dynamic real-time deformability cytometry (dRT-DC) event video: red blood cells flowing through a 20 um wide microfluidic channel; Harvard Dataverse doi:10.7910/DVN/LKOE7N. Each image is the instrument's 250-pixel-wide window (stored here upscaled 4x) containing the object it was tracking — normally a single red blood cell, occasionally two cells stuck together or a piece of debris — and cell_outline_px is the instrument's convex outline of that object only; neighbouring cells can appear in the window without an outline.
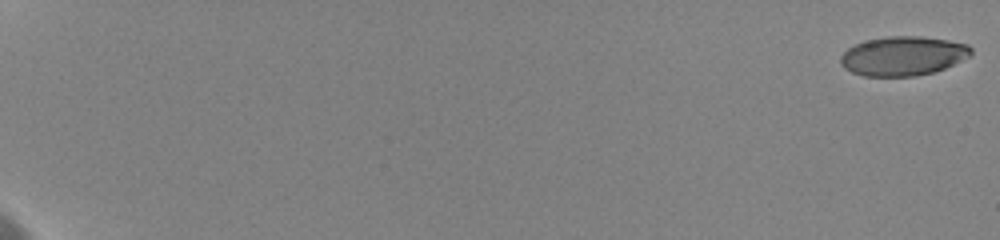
{"species": "human", "species_latin": "Homo sapiens", "temperature_condition": "cold", "stored_images_in_passage": 51, "camera_frame_rate_fps": 3000, "um_per_image_px": 0.085, "donor": {"sex": "female"}, "frame": {"image": 1, "passage_image": 1, "time_ms": 0.0, "image_size_px": [1000, 240], "cell_outline_px": [[972, 52], [968, 56], [944, 68], [932, 72], [916, 76], [864, 76], [852, 72], [844, 68], [840, 64], [840, 56], [848, 48], [864, 40], [888, 36], [920, 36], [948, 40], [968, 44], [972, 48]], "centroid_in_image_um": [76.72, 4.75], "position_along_channel_um": 8.3, "area_um2": 29.77}}
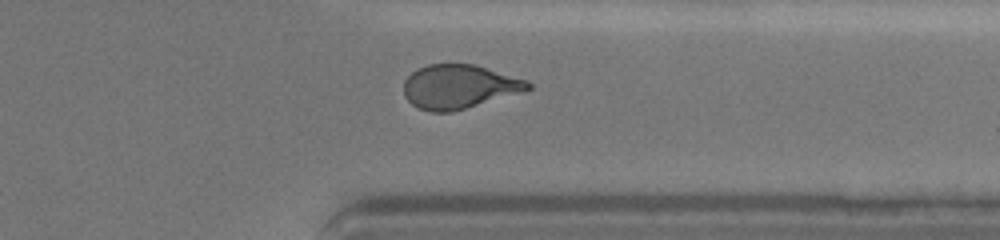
{"frame": {"image": 2, "passage_image": 45, "time_ms": 16.333, "image_size_px": [1000, 240], "cell_outline_px": [[532, 88], [524, 92], [452, 112], [432, 112], [420, 108], [412, 104], [404, 96], [404, 80], [416, 68], [428, 64], [476, 64], [528, 80], [532, 84]], "centroid_in_image_um": [39.05, 7.36], "position_along_channel_um": 372.4, "area_um2": 32.14}}
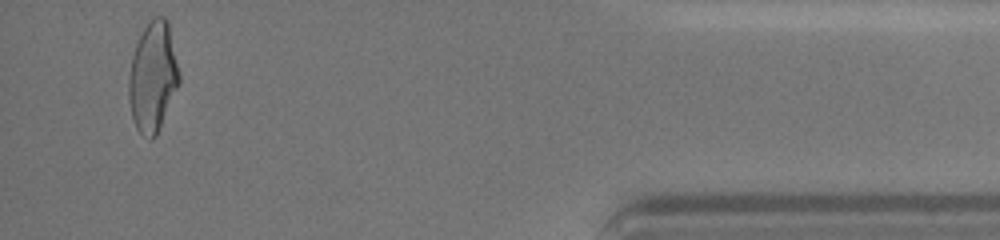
{"frame": {"image": 3, "passage_image": 50, "time_ms": 19.0, "image_size_px": [1000, 240], "cell_outline_px": [[180, 84], [156, 136], [152, 140], [148, 140], [136, 128], [132, 116], [128, 100], [128, 76], [132, 56], [136, 44], [148, 20], [152, 16], [164, 16], [168, 20], [180, 72]], "centroid_in_image_um": [13.0, 6.53], "position_along_channel_um": 422.2, "area_um2": 32.83}, "authors_computed_cell_mechanics": {"area_um2": 32.079, "velocity_mm_per_s": 3.627, "shape_relaxation_time_tau1_ms": 5.273, "shape_relaxation_time_tau2_ms": 1.2467, "deformation_change_tau1": 0.1666, "deformation_change_tau2": 0.0848}}